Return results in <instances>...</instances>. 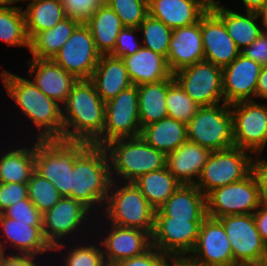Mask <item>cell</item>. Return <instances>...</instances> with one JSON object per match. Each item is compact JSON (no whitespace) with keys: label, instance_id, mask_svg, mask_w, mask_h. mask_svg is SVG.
I'll use <instances>...</instances> for the list:
<instances>
[{"label":"cell","instance_id":"cell-32","mask_svg":"<svg viewBox=\"0 0 267 266\" xmlns=\"http://www.w3.org/2000/svg\"><path fill=\"white\" fill-rule=\"evenodd\" d=\"M140 136L150 146L167 155L188 140L187 125L167 116L144 126Z\"/></svg>","mask_w":267,"mask_h":266},{"label":"cell","instance_id":"cell-27","mask_svg":"<svg viewBox=\"0 0 267 266\" xmlns=\"http://www.w3.org/2000/svg\"><path fill=\"white\" fill-rule=\"evenodd\" d=\"M89 80L105 103L133 85L123 60L111 55L100 56Z\"/></svg>","mask_w":267,"mask_h":266},{"label":"cell","instance_id":"cell-1","mask_svg":"<svg viewBox=\"0 0 267 266\" xmlns=\"http://www.w3.org/2000/svg\"><path fill=\"white\" fill-rule=\"evenodd\" d=\"M1 83L7 96L15 103L18 112L30 122L36 140L63 139L62 106L46 96L28 77L19 76L10 70L0 71ZM20 110V111H19Z\"/></svg>","mask_w":267,"mask_h":266},{"label":"cell","instance_id":"cell-26","mask_svg":"<svg viewBox=\"0 0 267 266\" xmlns=\"http://www.w3.org/2000/svg\"><path fill=\"white\" fill-rule=\"evenodd\" d=\"M211 151L187 140L166 155L169 172L184 185H195Z\"/></svg>","mask_w":267,"mask_h":266},{"label":"cell","instance_id":"cell-52","mask_svg":"<svg viewBox=\"0 0 267 266\" xmlns=\"http://www.w3.org/2000/svg\"><path fill=\"white\" fill-rule=\"evenodd\" d=\"M256 99H261L262 100H267V65L262 66L258 81H257V86H256V94H255V101Z\"/></svg>","mask_w":267,"mask_h":266},{"label":"cell","instance_id":"cell-55","mask_svg":"<svg viewBox=\"0 0 267 266\" xmlns=\"http://www.w3.org/2000/svg\"><path fill=\"white\" fill-rule=\"evenodd\" d=\"M262 24L263 31L267 32V2L263 8L258 12Z\"/></svg>","mask_w":267,"mask_h":266},{"label":"cell","instance_id":"cell-12","mask_svg":"<svg viewBox=\"0 0 267 266\" xmlns=\"http://www.w3.org/2000/svg\"><path fill=\"white\" fill-rule=\"evenodd\" d=\"M218 219L230 241L236 265L267 266V244L256 228L253 214L228 215Z\"/></svg>","mask_w":267,"mask_h":266},{"label":"cell","instance_id":"cell-5","mask_svg":"<svg viewBox=\"0 0 267 266\" xmlns=\"http://www.w3.org/2000/svg\"><path fill=\"white\" fill-rule=\"evenodd\" d=\"M98 216L107 223L141 229L150 235L154 229L155 209L134 183L112 181Z\"/></svg>","mask_w":267,"mask_h":266},{"label":"cell","instance_id":"cell-7","mask_svg":"<svg viewBox=\"0 0 267 266\" xmlns=\"http://www.w3.org/2000/svg\"><path fill=\"white\" fill-rule=\"evenodd\" d=\"M88 145L85 141L62 138L35 139V170L51 182L62 197H70V171L75 158Z\"/></svg>","mask_w":267,"mask_h":266},{"label":"cell","instance_id":"cell-23","mask_svg":"<svg viewBox=\"0 0 267 266\" xmlns=\"http://www.w3.org/2000/svg\"><path fill=\"white\" fill-rule=\"evenodd\" d=\"M166 61L172 73L204 61L201 19L192 25L172 29Z\"/></svg>","mask_w":267,"mask_h":266},{"label":"cell","instance_id":"cell-48","mask_svg":"<svg viewBox=\"0 0 267 266\" xmlns=\"http://www.w3.org/2000/svg\"><path fill=\"white\" fill-rule=\"evenodd\" d=\"M252 173L258 184L260 203L262 205H267V159L263 158V155L254 157Z\"/></svg>","mask_w":267,"mask_h":266},{"label":"cell","instance_id":"cell-46","mask_svg":"<svg viewBox=\"0 0 267 266\" xmlns=\"http://www.w3.org/2000/svg\"><path fill=\"white\" fill-rule=\"evenodd\" d=\"M170 257L151 247L144 254L119 261L111 266H169Z\"/></svg>","mask_w":267,"mask_h":266},{"label":"cell","instance_id":"cell-41","mask_svg":"<svg viewBox=\"0 0 267 266\" xmlns=\"http://www.w3.org/2000/svg\"><path fill=\"white\" fill-rule=\"evenodd\" d=\"M168 116L188 124L196 115L200 106L195 103L175 80L169 87L166 97Z\"/></svg>","mask_w":267,"mask_h":266},{"label":"cell","instance_id":"cell-16","mask_svg":"<svg viewBox=\"0 0 267 266\" xmlns=\"http://www.w3.org/2000/svg\"><path fill=\"white\" fill-rule=\"evenodd\" d=\"M204 219L155 217L151 244L169 257L189 256L196 246Z\"/></svg>","mask_w":267,"mask_h":266},{"label":"cell","instance_id":"cell-24","mask_svg":"<svg viewBox=\"0 0 267 266\" xmlns=\"http://www.w3.org/2000/svg\"><path fill=\"white\" fill-rule=\"evenodd\" d=\"M212 0H148L149 14L171 29L199 22Z\"/></svg>","mask_w":267,"mask_h":266},{"label":"cell","instance_id":"cell-29","mask_svg":"<svg viewBox=\"0 0 267 266\" xmlns=\"http://www.w3.org/2000/svg\"><path fill=\"white\" fill-rule=\"evenodd\" d=\"M122 60L132 84L136 86L157 83L173 75L164 56L144 47Z\"/></svg>","mask_w":267,"mask_h":266},{"label":"cell","instance_id":"cell-53","mask_svg":"<svg viewBox=\"0 0 267 266\" xmlns=\"http://www.w3.org/2000/svg\"><path fill=\"white\" fill-rule=\"evenodd\" d=\"M169 266H204L192 260L189 256L170 257Z\"/></svg>","mask_w":267,"mask_h":266},{"label":"cell","instance_id":"cell-45","mask_svg":"<svg viewBox=\"0 0 267 266\" xmlns=\"http://www.w3.org/2000/svg\"><path fill=\"white\" fill-rule=\"evenodd\" d=\"M138 32L139 28L124 27L117 36L114 50L109 55L122 59L137 52L142 47V42L136 35Z\"/></svg>","mask_w":267,"mask_h":266},{"label":"cell","instance_id":"cell-25","mask_svg":"<svg viewBox=\"0 0 267 266\" xmlns=\"http://www.w3.org/2000/svg\"><path fill=\"white\" fill-rule=\"evenodd\" d=\"M224 5L218 0H212L210 8L222 19L229 36L242 51L262 33L260 16L257 12L242 13L238 12V8L233 10Z\"/></svg>","mask_w":267,"mask_h":266},{"label":"cell","instance_id":"cell-17","mask_svg":"<svg viewBox=\"0 0 267 266\" xmlns=\"http://www.w3.org/2000/svg\"><path fill=\"white\" fill-rule=\"evenodd\" d=\"M100 56L89 27L80 23L52 60L78 80H89Z\"/></svg>","mask_w":267,"mask_h":266},{"label":"cell","instance_id":"cell-38","mask_svg":"<svg viewBox=\"0 0 267 266\" xmlns=\"http://www.w3.org/2000/svg\"><path fill=\"white\" fill-rule=\"evenodd\" d=\"M0 40L7 46L26 47L28 51L30 50L22 8L11 6L0 9Z\"/></svg>","mask_w":267,"mask_h":266},{"label":"cell","instance_id":"cell-57","mask_svg":"<svg viewBox=\"0 0 267 266\" xmlns=\"http://www.w3.org/2000/svg\"><path fill=\"white\" fill-rule=\"evenodd\" d=\"M11 7L9 0H0V9Z\"/></svg>","mask_w":267,"mask_h":266},{"label":"cell","instance_id":"cell-28","mask_svg":"<svg viewBox=\"0 0 267 266\" xmlns=\"http://www.w3.org/2000/svg\"><path fill=\"white\" fill-rule=\"evenodd\" d=\"M155 217L174 219H205L206 196L195 185L181 184L179 188L155 210Z\"/></svg>","mask_w":267,"mask_h":266},{"label":"cell","instance_id":"cell-22","mask_svg":"<svg viewBox=\"0 0 267 266\" xmlns=\"http://www.w3.org/2000/svg\"><path fill=\"white\" fill-rule=\"evenodd\" d=\"M26 62L28 64L26 76L46 96L63 106L78 79L52 59L31 58L26 59Z\"/></svg>","mask_w":267,"mask_h":266},{"label":"cell","instance_id":"cell-42","mask_svg":"<svg viewBox=\"0 0 267 266\" xmlns=\"http://www.w3.org/2000/svg\"><path fill=\"white\" fill-rule=\"evenodd\" d=\"M124 27L138 28L149 14L148 0H106Z\"/></svg>","mask_w":267,"mask_h":266},{"label":"cell","instance_id":"cell-36","mask_svg":"<svg viewBox=\"0 0 267 266\" xmlns=\"http://www.w3.org/2000/svg\"><path fill=\"white\" fill-rule=\"evenodd\" d=\"M133 183L155 210H158L181 185L167 167L143 174Z\"/></svg>","mask_w":267,"mask_h":266},{"label":"cell","instance_id":"cell-44","mask_svg":"<svg viewBox=\"0 0 267 266\" xmlns=\"http://www.w3.org/2000/svg\"><path fill=\"white\" fill-rule=\"evenodd\" d=\"M66 17L85 23L100 7L102 0H61Z\"/></svg>","mask_w":267,"mask_h":266},{"label":"cell","instance_id":"cell-13","mask_svg":"<svg viewBox=\"0 0 267 266\" xmlns=\"http://www.w3.org/2000/svg\"><path fill=\"white\" fill-rule=\"evenodd\" d=\"M206 205L207 216L215 219L253 214L261 205L254 174L251 172L238 182L214 189L206 196Z\"/></svg>","mask_w":267,"mask_h":266},{"label":"cell","instance_id":"cell-9","mask_svg":"<svg viewBox=\"0 0 267 266\" xmlns=\"http://www.w3.org/2000/svg\"><path fill=\"white\" fill-rule=\"evenodd\" d=\"M254 157L237 147L211 151L195 186L207 196L216 188L238 182L252 172Z\"/></svg>","mask_w":267,"mask_h":266},{"label":"cell","instance_id":"cell-15","mask_svg":"<svg viewBox=\"0 0 267 266\" xmlns=\"http://www.w3.org/2000/svg\"><path fill=\"white\" fill-rule=\"evenodd\" d=\"M141 129L138 89L132 85L105 103L103 146L114 139L138 137Z\"/></svg>","mask_w":267,"mask_h":266},{"label":"cell","instance_id":"cell-11","mask_svg":"<svg viewBox=\"0 0 267 266\" xmlns=\"http://www.w3.org/2000/svg\"><path fill=\"white\" fill-rule=\"evenodd\" d=\"M234 147L263 155L267 147V103L241 101L230 105Z\"/></svg>","mask_w":267,"mask_h":266},{"label":"cell","instance_id":"cell-31","mask_svg":"<svg viewBox=\"0 0 267 266\" xmlns=\"http://www.w3.org/2000/svg\"><path fill=\"white\" fill-rule=\"evenodd\" d=\"M174 81L175 78L172 75L157 83H144L137 86L141 128L168 116L166 97L168 87Z\"/></svg>","mask_w":267,"mask_h":266},{"label":"cell","instance_id":"cell-49","mask_svg":"<svg viewBox=\"0 0 267 266\" xmlns=\"http://www.w3.org/2000/svg\"><path fill=\"white\" fill-rule=\"evenodd\" d=\"M241 54L259 63L261 66L267 65V32L262 31L258 38L250 45L245 47Z\"/></svg>","mask_w":267,"mask_h":266},{"label":"cell","instance_id":"cell-40","mask_svg":"<svg viewBox=\"0 0 267 266\" xmlns=\"http://www.w3.org/2000/svg\"><path fill=\"white\" fill-rule=\"evenodd\" d=\"M27 186L29 200L42 215L62 198L56 187L36 170L31 174Z\"/></svg>","mask_w":267,"mask_h":266},{"label":"cell","instance_id":"cell-18","mask_svg":"<svg viewBox=\"0 0 267 266\" xmlns=\"http://www.w3.org/2000/svg\"><path fill=\"white\" fill-rule=\"evenodd\" d=\"M189 257L204 266H237L222 222L208 216L200 225L196 246Z\"/></svg>","mask_w":267,"mask_h":266},{"label":"cell","instance_id":"cell-3","mask_svg":"<svg viewBox=\"0 0 267 266\" xmlns=\"http://www.w3.org/2000/svg\"><path fill=\"white\" fill-rule=\"evenodd\" d=\"M111 182L106 149L89 144L75 158L70 171V198L82 202L97 216L103 210Z\"/></svg>","mask_w":267,"mask_h":266},{"label":"cell","instance_id":"cell-4","mask_svg":"<svg viewBox=\"0 0 267 266\" xmlns=\"http://www.w3.org/2000/svg\"><path fill=\"white\" fill-rule=\"evenodd\" d=\"M112 181L133 183L143 174L166 167V155L141 136L118 138L104 145Z\"/></svg>","mask_w":267,"mask_h":266},{"label":"cell","instance_id":"cell-37","mask_svg":"<svg viewBox=\"0 0 267 266\" xmlns=\"http://www.w3.org/2000/svg\"><path fill=\"white\" fill-rule=\"evenodd\" d=\"M25 6L23 11L29 40L66 18L61 0H36Z\"/></svg>","mask_w":267,"mask_h":266},{"label":"cell","instance_id":"cell-34","mask_svg":"<svg viewBox=\"0 0 267 266\" xmlns=\"http://www.w3.org/2000/svg\"><path fill=\"white\" fill-rule=\"evenodd\" d=\"M52 251V253L55 251V258L57 256L56 254H62L63 258L59 257V261L62 262L63 260V262H59V266H107L103 256L101 244L94 234L90 237L79 240L78 242L70 241L60 243L54 246Z\"/></svg>","mask_w":267,"mask_h":266},{"label":"cell","instance_id":"cell-8","mask_svg":"<svg viewBox=\"0 0 267 266\" xmlns=\"http://www.w3.org/2000/svg\"><path fill=\"white\" fill-rule=\"evenodd\" d=\"M187 139L210 151L234 147L233 119L230 105L203 106L187 124Z\"/></svg>","mask_w":267,"mask_h":266},{"label":"cell","instance_id":"cell-2","mask_svg":"<svg viewBox=\"0 0 267 266\" xmlns=\"http://www.w3.org/2000/svg\"><path fill=\"white\" fill-rule=\"evenodd\" d=\"M63 139L103 146L105 102L90 80H78L62 106Z\"/></svg>","mask_w":267,"mask_h":266},{"label":"cell","instance_id":"cell-33","mask_svg":"<svg viewBox=\"0 0 267 266\" xmlns=\"http://www.w3.org/2000/svg\"><path fill=\"white\" fill-rule=\"evenodd\" d=\"M85 24L91 31L96 50L101 55H109L114 50L119 32L124 28L120 18L103 3Z\"/></svg>","mask_w":267,"mask_h":266},{"label":"cell","instance_id":"cell-10","mask_svg":"<svg viewBox=\"0 0 267 266\" xmlns=\"http://www.w3.org/2000/svg\"><path fill=\"white\" fill-rule=\"evenodd\" d=\"M93 224L95 227L93 228L95 232L94 236L101 244L107 266H111L125 259L140 256L152 247L151 235L147 231L137 228L121 227L110 223L107 224L98 215L95 216ZM104 226L107 227L104 228ZM100 230L102 232L104 231L103 234ZM97 231H99L100 235L97 234Z\"/></svg>","mask_w":267,"mask_h":266},{"label":"cell","instance_id":"cell-14","mask_svg":"<svg viewBox=\"0 0 267 266\" xmlns=\"http://www.w3.org/2000/svg\"><path fill=\"white\" fill-rule=\"evenodd\" d=\"M173 75L185 93L200 107L224 103L221 67L204 60L183 67Z\"/></svg>","mask_w":267,"mask_h":266},{"label":"cell","instance_id":"cell-50","mask_svg":"<svg viewBox=\"0 0 267 266\" xmlns=\"http://www.w3.org/2000/svg\"><path fill=\"white\" fill-rule=\"evenodd\" d=\"M41 259L35 255L0 252V263L2 266H44L42 264L44 261L41 262Z\"/></svg>","mask_w":267,"mask_h":266},{"label":"cell","instance_id":"cell-20","mask_svg":"<svg viewBox=\"0 0 267 266\" xmlns=\"http://www.w3.org/2000/svg\"><path fill=\"white\" fill-rule=\"evenodd\" d=\"M262 66L239 54L222 68L223 96L226 104L255 101L256 86Z\"/></svg>","mask_w":267,"mask_h":266},{"label":"cell","instance_id":"cell-6","mask_svg":"<svg viewBox=\"0 0 267 266\" xmlns=\"http://www.w3.org/2000/svg\"><path fill=\"white\" fill-rule=\"evenodd\" d=\"M95 216L82 202L70 197H62L42 215L43 236L52 248L64 241L85 239L94 234Z\"/></svg>","mask_w":267,"mask_h":266},{"label":"cell","instance_id":"cell-51","mask_svg":"<svg viewBox=\"0 0 267 266\" xmlns=\"http://www.w3.org/2000/svg\"><path fill=\"white\" fill-rule=\"evenodd\" d=\"M256 228L262 240L267 244V205H260L253 213Z\"/></svg>","mask_w":267,"mask_h":266},{"label":"cell","instance_id":"cell-54","mask_svg":"<svg viewBox=\"0 0 267 266\" xmlns=\"http://www.w3.org/2000/svg\"><path fill=\"white\" fill-rule=\"evenodd\" d=\"M244 11L248 12H259L266 4L267 0H240Z\"/></svg>","mask_w":267,"mask_h":266},{"label":"cell","instance_id":"cell-39","mask_svg":"<svg viewBox=\"0 0 267 266\" xmlns=\"http://www.w3.org/2000/svg\"><path fill=\"white\" fill-rule=\"evenodd\" d=\"M138 28L142 34V47L167 58L172 29L150 14L146 16Z\"/></svg>","mask_w":267,"mask_h":266},{"label":"cell","instance_id":"cell-35","mask_svg":"<svg viewBox=\"0 0 267 266\" xmlns=\"http://www.w3.org/2000/svg\"><path fill=\"white\" fill-rule=\"evenodd\" d=\"M79 24L78 20L66 17L53 28L37 33L30 40L31 57L53 59Z\"/></svg>","mask_w":267,"mask_h":266},{"label":"cell","instance_id":"cell-56","mask_svg":"<svg viewBox=\"0 0 267 266\" xmlns=\"http://www.w3.org/2000/svg\"><path fill=\"white\" fill-rule=\"evenodd\" d=\"M27 1H29L27 4H30V3H33V2H35L36 0H9V2H10V5L12 6V7H19V8H22V9H24V6H18V5H14L15 3L17 4L18 2H20V3H22L23 2V4H24V2H27Z\"/></svg>","mask_w":267,"mask_h":266},{"label":"cell","instance_id":"cell-21","mask_svg":"<svg viewBox=\"0 0 267 266\" xmlns=\"http://www.w3.org/2000/svg\"><path fill=\"white\" fill-rule=\"evenodd\" d=\"M204 60L224 68L241 53L222 19L210 8L201 17Z\"/></svg>","mask_w":267,"mask_h":266},{"label":"cell","instance_id":"cell-47","mask_svg":"<svg viewBox=\"0 0 267 266\" xmlns=\"http://www.w3.org/2000/svg\"><path fill=\"white\" fill-rule=\"evenodd\" d=\"M24 199H29L27 183H0V213Z\"/></svg>","mask_w":267,"mask_h":266},{"label":"cell","instance_id":"cell-19","mask_svg":"<svg viewBox=\"0 0 267 266\" xmlns=\"http://www.w3.org/2000/svg\"><path fill=\"white\" fill-rule=\"evenodd\" d=\"M1 232L0 252L2 253H8L9 246L13 249H10L12 254H29L41 258L43 255L45 257L47 254V256L53 254L50 253L53 252V248L43 236L42 227L32 226V223L19 222L0 213Z\"/></svg>","mask_w":267,"mask_h":266},{"label":"cell","instance_id":"cell-43","mask_svg":"<svg viewBox=\"0 0 267 266\" xmlns=\"http://www.w3.org/2000/svg\"><path fill=\"white\" fill-rule=\"evenodd\" d=\"M2 214L19 222L32 223V226L42 227V214L29 199L16 202L5 209Z\"/></svg>","mask_w":267,"mask_h":266},{"label":"cell","instance_id":"cell-30","mask_svg":"<svg viewBox=\"0 0 267 266\" xmlns=\"http://www.w3.org/2000/svg\"><path fill=\"white\" fill-rule=\"evenodd\" d=\"M33 137L32 139L29 137L28 141L23 140L26 144L22 146L12 145V147L8 146L9 149L6 148L5 151L0 150L3 152L0 153V183H27L29 181L35 170V139L33 140Z\"/></svg>","mask_w":267,"mask_h":266}]
</instances>
